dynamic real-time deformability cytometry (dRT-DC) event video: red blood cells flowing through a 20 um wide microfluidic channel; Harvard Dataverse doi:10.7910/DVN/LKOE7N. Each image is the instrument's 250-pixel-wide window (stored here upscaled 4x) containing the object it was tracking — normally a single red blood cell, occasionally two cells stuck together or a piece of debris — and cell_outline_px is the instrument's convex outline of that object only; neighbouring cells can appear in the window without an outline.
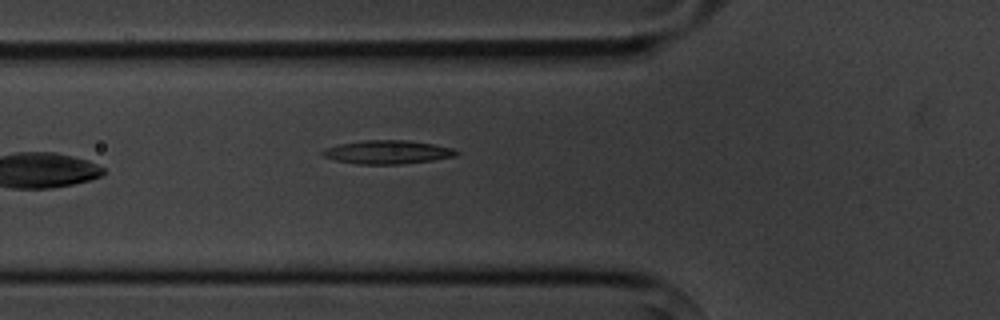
{"species": "common noctule bat (a hibernating species)", "species_latin": "Nyctalus noctula", "temperature_condition": "cold", "stored_images_in_passage": 5, "camera_frame_rate_fps": 3000, "um_per_image_px": 0.085, "animal": {"sex": "male", "body_mass_g": 20.1, "forearm_length_mm": 53.5}, "frame": {"image": 1, "passage_image": 5, "time_ms": 5.667, "image_size_px": [1000, 320], "cell_outline_px": [[460, 152], [456, 156], [432, 160], [400, 164], [356, 164], [336, 160], [324, 156], [320, 152], [324, 148], [340, 144], [364, 140], [408, 140], [436, 144], [452, 148]], "centroid_in_image_um": [32.95, 12.92], "position_along_channel_um": 92.8, "area_um2": 18.38}}